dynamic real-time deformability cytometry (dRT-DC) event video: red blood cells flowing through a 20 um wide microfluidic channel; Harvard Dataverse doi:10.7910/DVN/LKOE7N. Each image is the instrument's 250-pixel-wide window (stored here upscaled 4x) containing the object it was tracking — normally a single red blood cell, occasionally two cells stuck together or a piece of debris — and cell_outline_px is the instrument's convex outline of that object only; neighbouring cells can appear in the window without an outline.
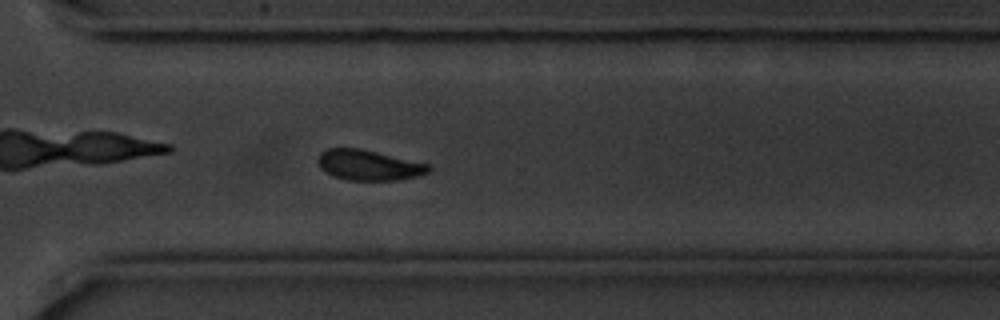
{"species": "common noctule bat (a hibernating species)", "species_latin": "Nyctalus noctula", "temperature_condition": "cold", "stored_images_in_passage": 56, "camera_frame_rate_fps": 3000, "um_per_image_px": 0.085, "animal": {"sex": "male", "body_mass_g": 20.1, "forearm_length_mm": 53.5}, "frame": {"image": 1, "passage_image": 40, "time_ms": 13.0, "image_size_px": [1000, 320], "cell_outline_px": [[432, 168], [428, 172], [416, 176], [400, 180], [348, 180], [336, 176], [320, 168], [316, 160], [320, 152], [328, 148], [356, 148], [376, 152], [432, 164]], "centroid_in_image_um": [31.36, 14.03], "position_along_channel_um": 339.2, "area_um2": 19.54}}
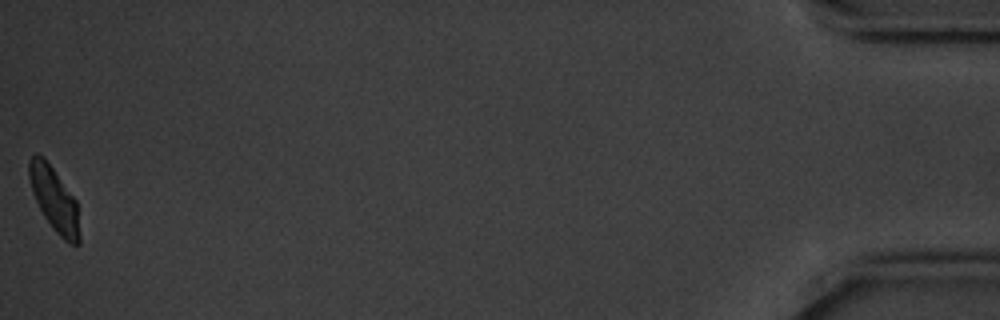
{"frame": {"image": 2, "passage_image": 56, "time_ms": 18.333, "image_size_px": [1000, 320], "cell_outline_px": [[80, 244], [68, 244], [52, 228], [44, 216], [32, 192], [28, 176], [28, 160], [36, 152], [44, 156], [76, 200], [80, 236]], "centroid_in_image_um": [4.6, 16.92], "position_along_channel_um": 430.6, "area_um2": 18.9}, "authors_computed_cell_mechanics": {"area_um2": 20.3745, "velocity_mm_per_s": 3.518, "shape_relaxation_time_tau1_ms": 2.1082, "shape_relaxation_time_tau2_ms": null, "deformation_change_tau1": 0.0961, "deformation_change_tau2": null}}